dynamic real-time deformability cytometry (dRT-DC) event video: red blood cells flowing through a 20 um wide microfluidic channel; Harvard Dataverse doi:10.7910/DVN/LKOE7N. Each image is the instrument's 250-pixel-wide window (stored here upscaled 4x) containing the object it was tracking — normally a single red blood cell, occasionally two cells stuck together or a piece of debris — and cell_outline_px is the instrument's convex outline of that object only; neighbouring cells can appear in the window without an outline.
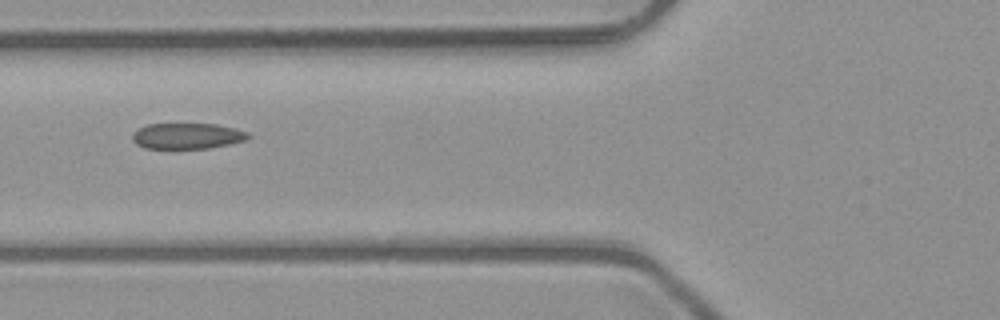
{"species": "common noctule bat (a hibernating species)", "species_latin": "Nyctalus noctula", "temperature_condition": "room temperature", "stored_images_in_passage": 3, "camera_frame_rate_fps": 3000, "um_per_image_px": 0.085, "animal": {"sex": "male", "body_mass_g": 23.1, "forearm_length_mm": 52.7}, "frame": {"image": 1, "passage_image": 3, "time_ms": 0.667, "image_size_px": [1000, 320], "cell_outline_px": [[252, 136], [248, 140], [208, 148], [144, 148], [136, 144], [132, 140], [132, 136], [140, 128], [148, 124], [216, 124], [236, 128], [248, 132]], "centroid_in_image_um": [15.97, 11.55], "position_along_channel_um": 109.8, "area_um2": 17.4}}